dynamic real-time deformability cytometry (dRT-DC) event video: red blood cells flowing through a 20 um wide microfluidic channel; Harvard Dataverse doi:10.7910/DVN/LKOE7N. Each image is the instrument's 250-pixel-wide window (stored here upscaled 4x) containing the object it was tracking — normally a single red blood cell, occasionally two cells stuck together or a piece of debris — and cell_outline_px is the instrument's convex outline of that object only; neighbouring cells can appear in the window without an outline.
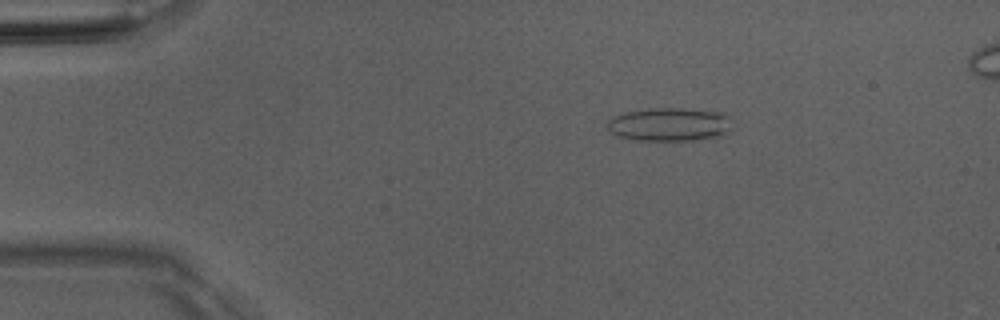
{"species": "Egyptian fruit bat (a non-hibernating species)", "species_latin": "Rousettus aegyptiacus", "temperature_condition": "room temperature", "stored_images_in_passage": 49, "camera_frame_rate_fps": 3000, "um_per_image_px": 0.085, "animal": {"sex": "male"}, "frame": {"image": 1, "passage_image": 8, "time_ms": 2.333, "image_size_px": [1000, 320], "cell_outline_px": [[732, 128], [724, 136], [696, 140], [636, 140], [616, 136], [604, 124], [608, 120], [624, 112], [648, 108], [684, 108], [724, 112], [728, 116]], "centroid_in_image_um": [56.93, 10.57], "position_along_channel_um": 28.1, "area_um2": 24.74}}
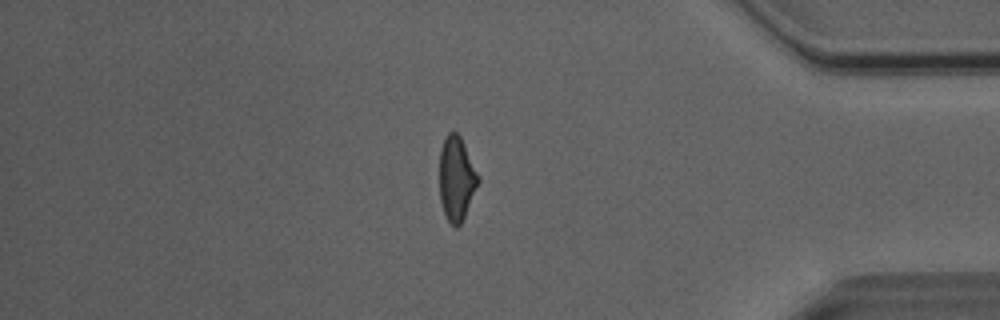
{"frame": {"image": 2, "passage_image": 42, "time_ms": 13.667, "image_size_px": [1000, 320], "cell_outline_px": [[480, 180], [464, 216], [460, 224], [456, 228], [448, 220], [444, 212], [440, 200], [440, 148], [448, 132], [456, 132], [460, 136], [480, 176]], "centroid_in_image_um": [38.8, 15.16], "position_along_channel_um": 396.4, "area_um2": 18.79}}
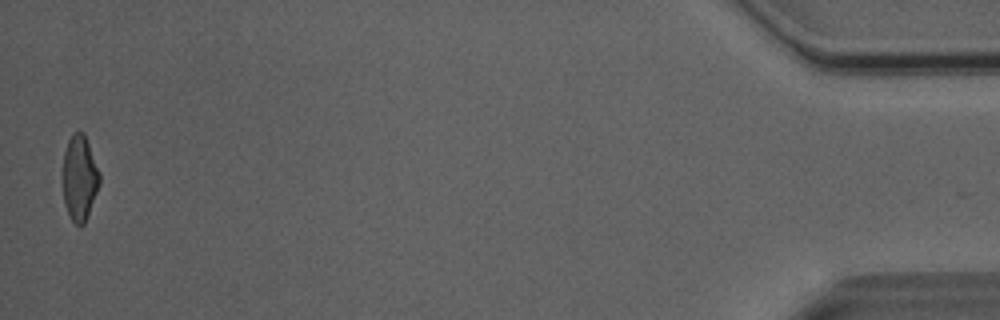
{"frame": {"image": 3, "passage_image": 49, "time_ms": 16.0, "image_size_px": [1000, 320], "cell_outline_px": [[100, 184], [84, 224], [80, 228], [72, 220], [64, 204], [60, 176], [64, 152], [68, 140], [72, 132], [84, 132], [100, 172]], "centroid_in_image_um": [6.73, 15.11], "position_along_channel_um": 428.5, "area_um2": 18.9}, "authors_computed_cell_mechanics": {"area_um2": 19.941, "velocity_mm_per_s": 4.0906, "shape_relaxation_time_tau1_ms": null, "shape_relaxation_time_tau2_ms": 1.7257, "deformation_change_tau1": null, "deformation_change_tau2": 0.0987}}